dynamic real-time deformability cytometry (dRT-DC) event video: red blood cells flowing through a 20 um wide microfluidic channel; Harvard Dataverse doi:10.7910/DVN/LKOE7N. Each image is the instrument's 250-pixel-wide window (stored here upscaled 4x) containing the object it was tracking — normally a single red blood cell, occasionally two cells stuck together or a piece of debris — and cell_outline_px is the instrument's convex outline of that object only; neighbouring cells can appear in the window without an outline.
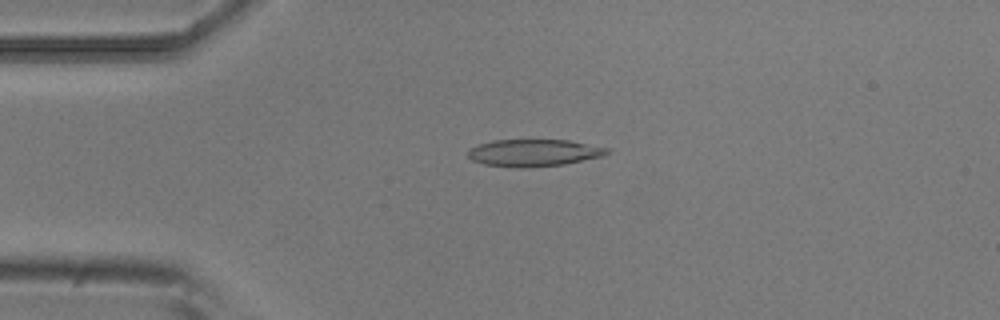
{"species": "common noctule bat (a hibernating species)", "species_latin": "Nyctalus noctula", "temperature_condition": "room temperature", "stored_images_in_passage": 5, "camera_frame_rate_fps": 3000, "um_per_image_px": 0.085, "animal": {"sex": "male", "body_mass_g": 20.5, "forearm_length_mm": 52.5}, "frame": {"image": 1, "passage_image": 4, "time_ms": 1.0, "image_size_px": [1000, 320], "cell_outline_px": [[612, 152], [604, 156], [564, 164], [524, 168], [516, 168], [484, 164], [472, 160], [468, 156], [468, 152], [472, 148], [480, 144], [496, 140], [568, 140], [612, 148]], "centroid_in_image_um": [45.46, 12.99], "position_along_channel_um": 39.5, "area_um2": 22.02}}